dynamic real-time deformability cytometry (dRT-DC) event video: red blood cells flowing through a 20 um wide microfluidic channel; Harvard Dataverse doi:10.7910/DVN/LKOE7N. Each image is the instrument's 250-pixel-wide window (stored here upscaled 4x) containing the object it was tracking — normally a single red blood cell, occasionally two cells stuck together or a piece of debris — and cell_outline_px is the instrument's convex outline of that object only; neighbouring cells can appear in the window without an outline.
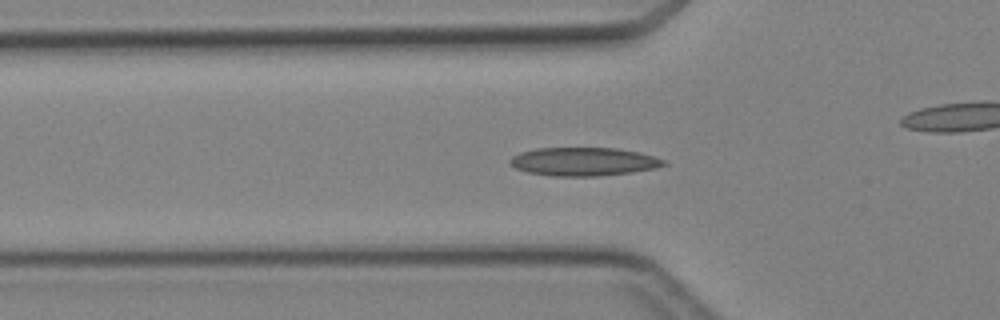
{"species": "Egyptian fruit bat (a non-hibernating species)", "species_latin": "Rousettus aegyptiacus", "temperature_condition": "cold", "stored_images_in_passage": 43, "camera_frame_rate_fps": 3000, "um_per_image_px": 0.085, "animal": {"sex": "female"}, "frame": {"image": 1, "passage_image": 12, "time_ms": 3.667, "image_size_px": [1000, 320], "cell_outline_px": [[668, 164], [656, 168], [632, 172], [596, 176], [552, 176], [528, 172], [516, 168], [508, 164], [508, 160], [512, 156], [520, 152], [536, 148], [616, 148], [640, 152], [664, 160]], "centroid_in_image_um": [49.58, 13.73], "position_along_channel_um": 76.2, "area_um2": 25.49}}
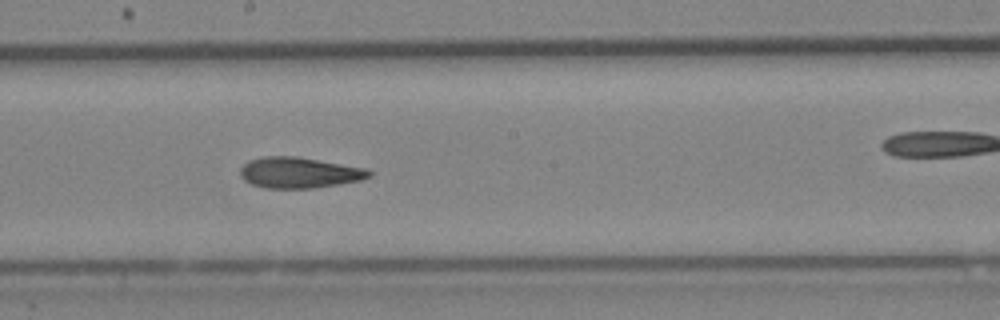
{"frame": {"image": 2, "passage_image": 22, "time_ms": 7.0, "image_size_px": [1000, 320], "cell_outline_px": [[372, 176], [360, 180], [340, 184], [312, 188], [264, 188], [252, 184], [244, 180], [240, 176], [240, 168], [248, 160], [264, 156], [296, 156], [364, 168], [372, 172]], "centroid_in_image_um": [25.39, 14.67], "position_along_channel_um": 222.8, "area_um2": 23.12}}
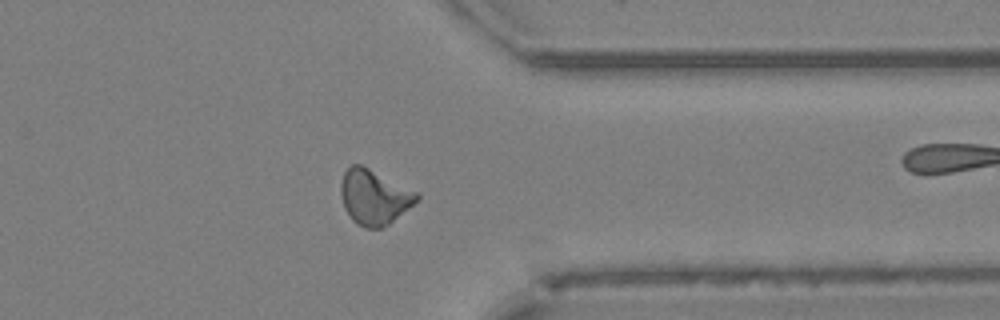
{"frame": {"image": 3, "passage_image": 33, "time_ms": 10.667, "image_size_px": [1000, 320], "cell_outline_px": [[420, 200], [388, 224], [380, 228], [364, 228], [356, 224], [352, 220], [344, 208], [340, 192], [340, 184], [344, 172], [352, 164], [360, 164], [420, 192]], "centroid_in_image_um": [31.82, 16.75], "position_along_channel_um": 379.6, "area_um2": 24.57}}